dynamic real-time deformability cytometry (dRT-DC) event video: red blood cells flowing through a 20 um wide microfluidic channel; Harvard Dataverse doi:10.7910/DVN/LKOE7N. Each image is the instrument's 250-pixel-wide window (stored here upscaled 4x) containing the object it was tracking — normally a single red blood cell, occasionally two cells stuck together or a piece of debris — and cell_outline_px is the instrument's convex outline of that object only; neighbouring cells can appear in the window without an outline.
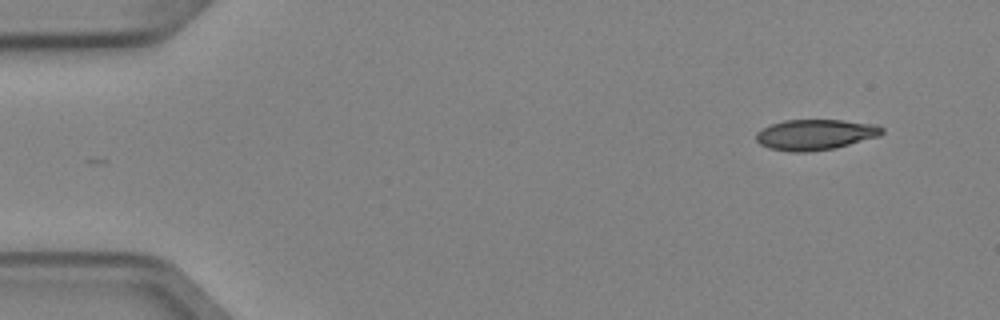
{"species": "Egyptian fruit bat (a non-hibernating species)", "species_latin": "Rousettus aegyptiacus", "temperature_condition": "cold", "stored_images_in_passage": 3, "camera_frame_rate_fps": 3000, "um_per_image_px": 0.085, "animal": {"sex": "female"}, "frame": {"image": 1, "passage_image": 1, "time_ms": 0.0, "image_size_px": [1000, 320], "cell_outline_px": [[884, 132], [880, 136], [832, 148], [808, 152], [792, 152], [768, 148], [760, 144], [756, 140], [756, 132], [760, 128], [784, 120], [844, 120], [876, 124], [884, 128]], "centroid_in_image_um": [69.28, 11.43], "position_along_channel_um": 15.7, "area_um2": 22.48}}